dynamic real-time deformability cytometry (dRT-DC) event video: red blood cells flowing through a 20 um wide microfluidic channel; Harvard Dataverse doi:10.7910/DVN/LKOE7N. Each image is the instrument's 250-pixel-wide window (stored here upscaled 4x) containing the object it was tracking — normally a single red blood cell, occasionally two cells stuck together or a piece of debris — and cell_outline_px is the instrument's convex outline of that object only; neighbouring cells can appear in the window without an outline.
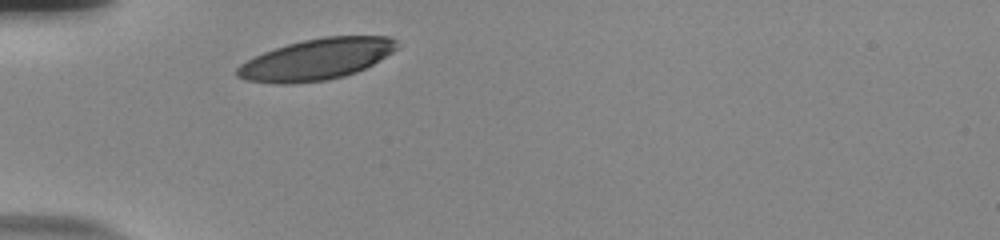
{"species": "human", "species_latin": "Homo sapiens", "temperature_condition": "room temperature", "stored_images_in_passage": 30, "camera_frame_rate_fps": 3000, "um_per_image_px": 0.085, "donor": {"sex": "male"}, "frame": {"image": 1, "passage_image": 1, "time_ms": 0.0, "image_size_px": [1000, 240], "cell_outline_px": [[396, 48], [392, 52], [380, 60], [356, 72], [344, 76], [328, 80], [292, 84], [276, 84], [244, 80], [236, 76], [236, 68], [240, 64], [264, 52], [288, 44], [304, 40], [324, 36], [392, 36], [396, 40]], "centroid_in_image_um": [26.88, 5.05], "position_along_channel_um": 58.1, "area_um2": 38.26}}
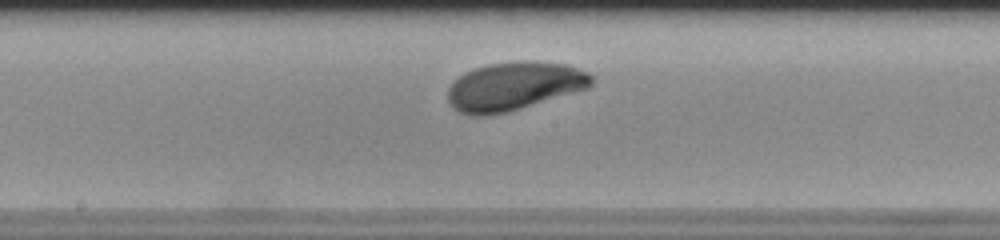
{"frame": {"image": 2, "passage_image": 14, "time_ms": 4.333, "image_size_px": [1000, 240], "cell_outline_px": [[592, 84], [588, 88], [504, 112], [488, 116], [472, 116], [460, 112], [448, 100], [448, 88], [464, 72], [488, 64], [516, 60], [536, 60], [568, 64], [588, 72], [592, 76]], "centroid_in_image_um": [43.71, 7.29], "position_along_channel_um": 204.5, "area_um2": 40.29}}
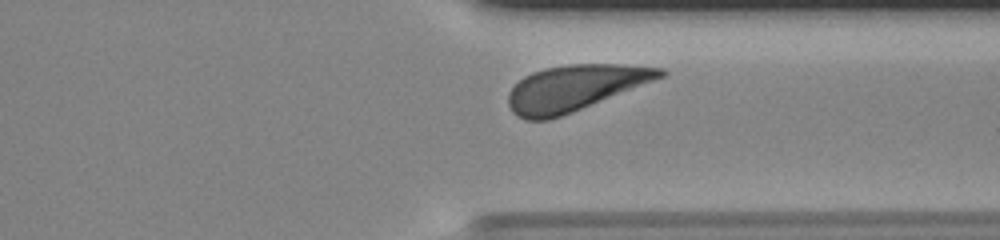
{"frame": {"image": 3, "passage_image": 27, "time_ms": 8.667, "image_size_px": [1000, 240], "cell_outline_px": [[668, 72], [664, 76], [572, 112], [548, 120], [524, 120], [516, 116], [512, 112], [508, 104], [508, 92], [524, 76], [532, 72], [544, 68], [564, 64], [620, 64], [664, 68]], "centroid_in_image_um": [48.81, 7.47], "position_along_channel_um": 362.6, "area_um2": 40.29}, "authors_computed_cell_mechanics": {"area_um2": 39.5063, "velocity_mm_per_s": 3.6393, "shape_relaxation_time_tau1_ms": 2.1412, "shape_relaxation_time_tau2_ms": null, "deformation_change_tau1": 0.1423, "deformation_change_tau2": null}}